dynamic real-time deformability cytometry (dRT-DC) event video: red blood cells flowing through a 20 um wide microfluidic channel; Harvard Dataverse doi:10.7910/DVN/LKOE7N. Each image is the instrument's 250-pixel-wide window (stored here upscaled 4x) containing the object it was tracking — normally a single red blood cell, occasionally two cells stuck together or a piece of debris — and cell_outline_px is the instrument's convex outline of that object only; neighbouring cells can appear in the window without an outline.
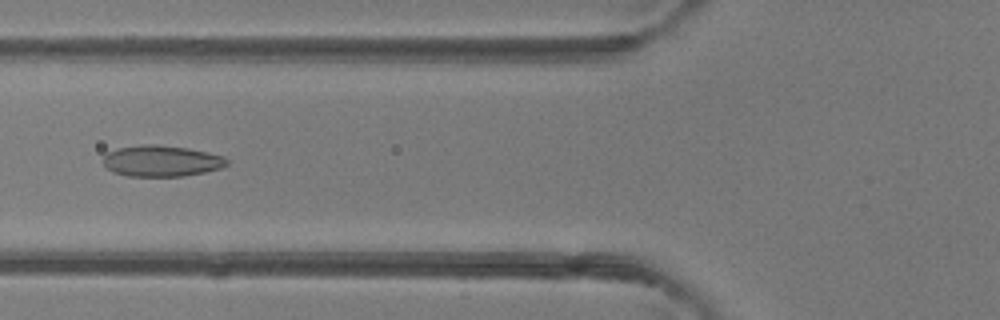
{"species": "common noctule bat (a hibernating species)", "species_latin": "Nyctalus noctula", "temperature_condition": "room temperature", "stored_images_in_passage": 35, "camera_frame_rate_fps": 3000, "um_per_image_px": 0.085, "animal": {"sex": "female"}, "frame": {"image": 1, "passage_image": 6, "time_ms": 1.667, "image_size_px": [1000, 320], "cell_outline_px": [[228, 164], [220, 168], [204, 172], [184, 176], [128, 176], [112, 172], [104, 164], [104, 156], [108, 152], [116, 148], [144, 144], [160, 144], [188, 148], [208, 152], [224, 156], [228, 160]], "centroid_in_image_um": [13.73, 13.67], "position_along_channel_um": 112.1, "area_um2": 22.54}}
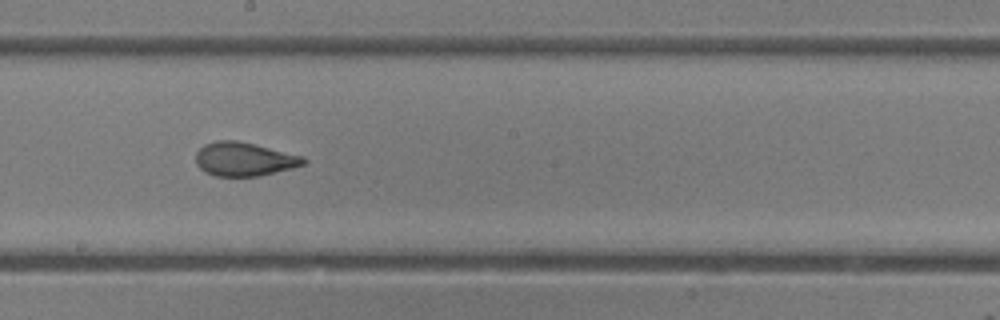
{"frame": {"image": 2, "passage_image": 14, "time_ms": 4.333, "image_size_px": [1000, 320], "cell_outline_px": [[308, 160], [304, 164], [292, 168], [260, 176], [216, 176], [204, 172], [196, 164], [196, 152], [204, 144], [216, 140], [236, 140], [304, 156]], "centroid_in_image_um": [20.74, 13.53], "position_along_channel_um": 227.5, "area_um2": 21.21}}
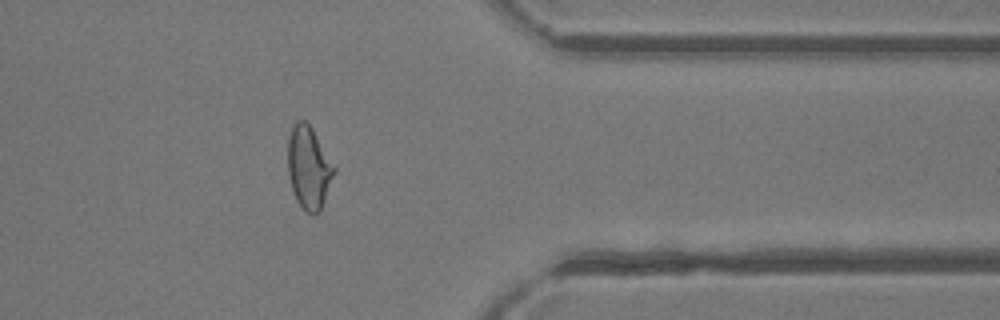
{"frame": {"image": 3, "passage_image": 26, "time_ms": 8.333, "image_size_px": [1000, 320], "cell_outline_px": [[336, 172], [320, 212], [316, 216], [312, 216], [296, 200], [288, 176], [288, 140], [292, 128], [296, 120], [304, 120], [312, 128], [336, 168]], "centroid_in_image_um": [26.26, 14.27], "position_along_channel_um": 385.1, "area_um2": 22.31}, "authors_computed_cell_mechanics": {"area_um2": 22.1952, "velocity_mm_per_s": 4.3082, "shape_relaxation_time_tau1_ms": 4.0765, "shape_relaxation_time_tau2_ms": 0.9877, "deformation_change_tau1": 0.156, "deformation_change_tau2": 0.0822}}